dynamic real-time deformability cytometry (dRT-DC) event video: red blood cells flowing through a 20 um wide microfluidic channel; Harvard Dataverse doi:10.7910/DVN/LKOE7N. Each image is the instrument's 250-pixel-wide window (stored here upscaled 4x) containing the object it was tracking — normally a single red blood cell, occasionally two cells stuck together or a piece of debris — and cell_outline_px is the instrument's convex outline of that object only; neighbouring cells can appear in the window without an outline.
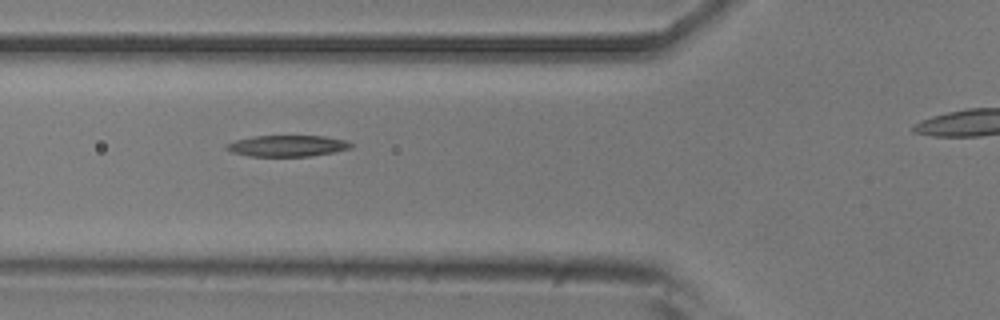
{"species": "common noctule bat (a hibernating species)", "species_latin": "Nyctalus noctula", "temperature_condition": "room temperature", "stored_images_in_passage": 29, "camera_frame_rate_fps": 3000, "um_per_image_px": 0.085, "animal": {"sex": "male", "body_mass_g": 20.5, "forearm_length_mm": 52.5}, "frame": {"image": 1, "passage_image": 3, "time_ms": 0.667, "image_size_px": [1000, 320], "cell_outline_px": [[352, 148], [332, 152], [308, 156], [248, 156], [232, 152], [224, 148], [224, 144], [236, 140], [256, 136], [324, 136], [344, 140], [352, 144]], "centroid_in_image_um": [24.37, 12.4], "position_along_channel_um": 101.4, "area_um2": 15.26}}
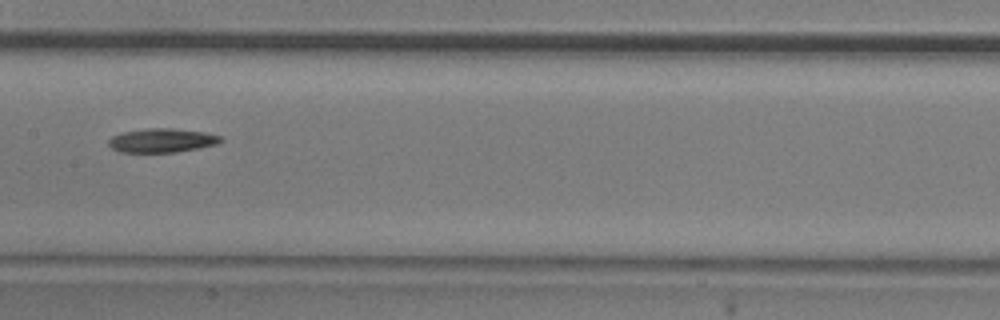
{"frame": {"image": 2, "passage_image": 10, "time_ms": 3.0, "image_size_px": [1000, 320], "cell_outline_px": [[224, 140], [216, 144], [200, 148], [176, 152], [120, 152], [112, 148], [108, 144], [108, 140], [112, 136], [120, 132], [148, 128], [172, 128], [204, 132], [220, 136]], "centroid_in_image_um": [13.75, 11.93], "position_along_channel_um": 193.7, "area_um2": 15.72}}
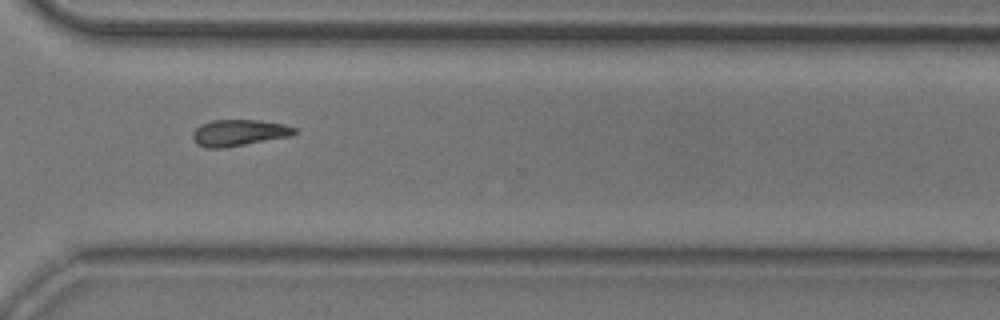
{"frame": {"image": 3, "passage_image": 22, "time_ms": 7.0, "image_size_px": [1000, 320], "cell_outline_px": [[296, 132], [292, 136], [224, 148], [208, 148], [196, 144], [192, 136], [192, 132], [200, 124], [212, 120], [260, 120], [284, 124], [296, 128]], "centroid_in_image_um": [20.3, 11.28], "position_along_channel_um": 350.3, "area_um2": 15.78}}